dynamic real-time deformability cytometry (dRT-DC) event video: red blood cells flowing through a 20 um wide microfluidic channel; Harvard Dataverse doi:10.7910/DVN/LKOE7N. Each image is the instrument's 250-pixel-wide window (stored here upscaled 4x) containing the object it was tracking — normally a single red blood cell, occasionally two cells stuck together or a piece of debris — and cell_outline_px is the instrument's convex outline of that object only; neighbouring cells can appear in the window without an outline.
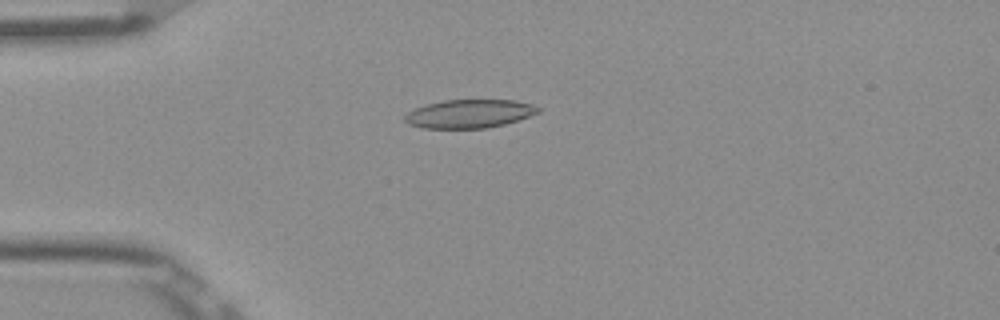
{"species": "Egyptian fruit bat (a non-hibernating species)", "species_latin": "Rousettus aegyptiacus", "temperature_condition": "room temperature", "stored_images_in_passage": 52, "camera_frame_rate_fps": 3000, "um_per_image_px": 0.085, "frame": {"image": 1, "passage_image": 14, "time_ms": 4.333, "image_size_px": [1000, 320], "cell_outline_px": [[540, 112], [504, 124], [488, 128], [420, 128], [408, 124], [404, 120], [404, 116], [408, 112], [416, 108], [428, 104], [444, 100], [516, 100], [532, 104], [540, 108]], "centroid_in_image_um": [39.88, 9.67], "position_along_channel_um": 45.1, "area_um2": 22.02}}
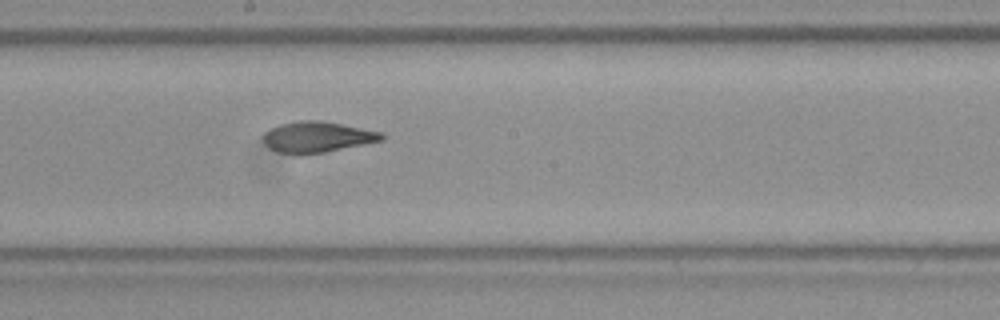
{"frame": {"image": 2, "passage_image": 29, "time_ms": 9.333, "image_size_px": [1000, 320], "cell_outline_px": [[384, 140], [324, 152], [300, 156], [296, 156], [276, 152], [264, 144], [264, 132], [280, 124], [300, 120], [320, 120], [384, 132]], "centroid_in_image_um": [26.95, 11.66], "position_along_channel_um": 221.3, "area_um2": 21.56}}
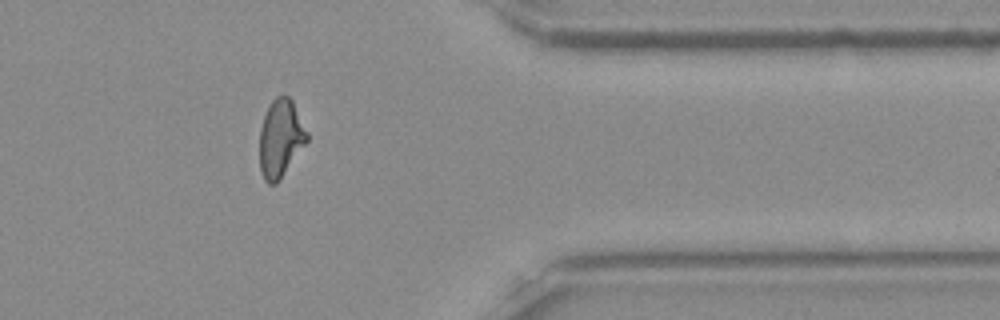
{"frame": {"image": 3, "passage_image": 43, "time_ms": 14.0, "image_size_px": [1000, 320], "cell_outline_px": [[308, 140], [276, 184], [268, 184], [264, 180], [260, 172], [260, 128], [264, 116], [272, 100], [276, 96], [284, 92], [292, 100], [308, 132]], "centroid_in_image_um": [23.84, 11.74], "position_along_channel_um": 387.6, "area_um2": 21.44}, "authors_computed_cell_mechanics": {"area_um2": 21.7328, "velocity_mm_per_s": 3.9112, "shape_relaxation_time_tau1_ms": 10.8232, "shape_relaxation_time_tau2_ms": 2.0506, "deformation_change_tau1": 0.2459, "deformation_change_tau2": 0.0968}}